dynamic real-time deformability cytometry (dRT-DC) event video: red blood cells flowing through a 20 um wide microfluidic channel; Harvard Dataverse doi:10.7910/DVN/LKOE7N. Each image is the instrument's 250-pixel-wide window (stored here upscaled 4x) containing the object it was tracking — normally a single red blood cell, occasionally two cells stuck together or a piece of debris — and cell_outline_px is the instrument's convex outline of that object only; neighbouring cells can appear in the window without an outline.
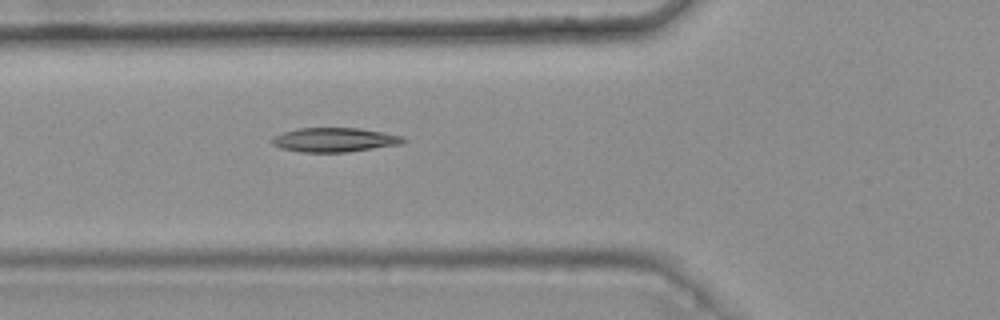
{"species": "common noctule bat (a hibernating species)", "species_latin": "Nyctalus noctula", "temperature_condition": "warm", "stored_images_in_passage": 7, "camera_frame_rate_fps": 3000, "um_per_image_px": 0.085, "animal": {"sex": "female", "body_mass_g": 25.1}, "frame": {"image": 1, "passage_image": 7, "time_ms": 2.0, "image_size_px": [1000, 320], "cell_outline_px": [[408, 140], [400, 144], [348, 152], [300, 152], [280, 148], [272, 144], [272, 136], [284, 132], [300, 128], [360, 128], [404, 136]], "centroid_in_image_um": [28.44, 11.89], "position_along_channel_um": 97.4, "area_um2": 18.55}}